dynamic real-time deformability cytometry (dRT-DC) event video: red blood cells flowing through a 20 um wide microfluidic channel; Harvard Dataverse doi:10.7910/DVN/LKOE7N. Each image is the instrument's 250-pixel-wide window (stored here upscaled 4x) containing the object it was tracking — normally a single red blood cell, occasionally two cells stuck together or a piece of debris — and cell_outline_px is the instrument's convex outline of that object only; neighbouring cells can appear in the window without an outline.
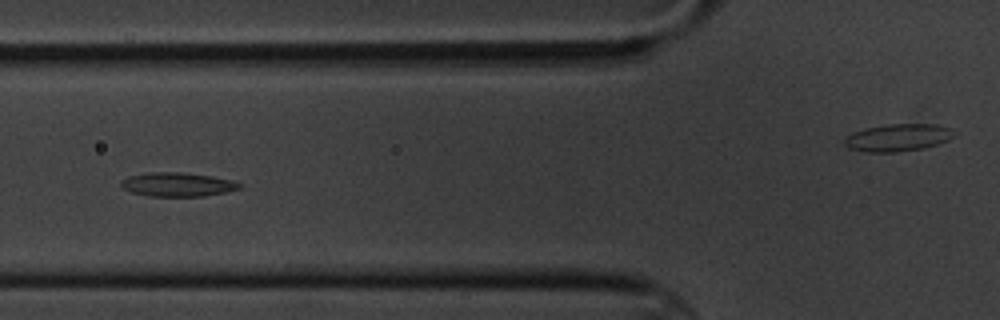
{"species": "common noctule bat (a hibernating species)", "species_latin": "Nyctalus noctula", "temperature_condition": "cold", "stored_images_in_passage": 10, "segment_of_instrument_passage": [1, 2], "camera_frame_rate_fps": 3000, "um_per_image_px": 0.085, "animal": {"sex": "male", "body_mass_g": 20.1, "forearm_length_mm": 53.5}, "frame": {"image": 1, "passage_image": 4, "time_ms": 3.667, "image_size_px": [1000, 320], "cell_outline_px": [[244, 184], [240, 188], [228, 192], [204, 196], [148, 196], [132, 192], [124, 188], [120, 184], [120, 180], [128, 176], [148, 172], [180, 172], [212, 176], [232, 180]], "centroid_in_image_um": [15.11, 15.68], "position_along_channel_um": 110.7, "area_um2": 16.65}}
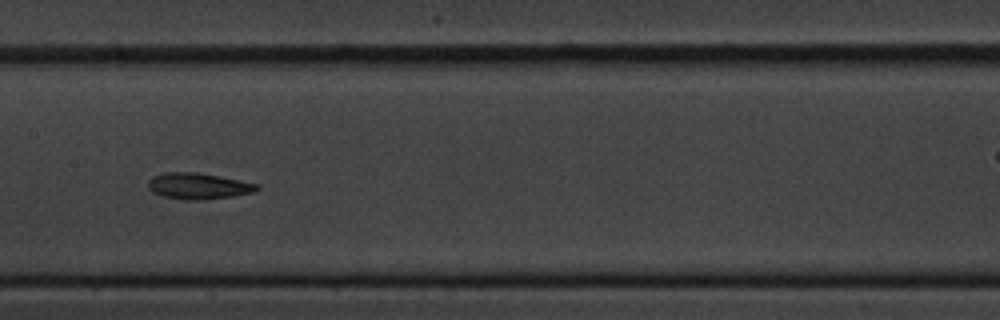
{"frame": {"image": 2, "passage_image": 6, "time_ms": 6.0, "image_size_px": [1000, 320], "cell_outline_px": [[260, 188], [256, 192], [236, 196], [200, 200], [184, 200], [160, 196], [152, 192], [148, 188], [148, 180], [152, 176], [164, 172], [196, 172], [220, 176], [260, 184]], "centroid_in_image_um": [16.87, 15.82], "position_along_channel_um": 190.5, "area_um2": 16.99}}
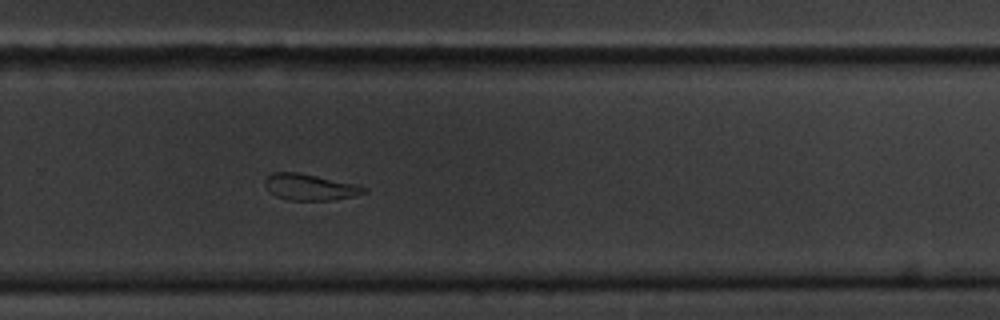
{"frame": {"image": 3, "passage_image": 9, "time_ms": 9.333, "image_size_px": [1000, 320], "cell_outline_px": [[368, 192], [356, 196], [332, 200], [288, 200], [276, 196], [264, 184], [264, 180], [272, 172], [296, 172], [316, 176], [352, 184], [368, 188]], "centroid_in_image_um": [26.34, 15.91], "position_along_channel_um": 303.5, "area_um2": 14.91}}